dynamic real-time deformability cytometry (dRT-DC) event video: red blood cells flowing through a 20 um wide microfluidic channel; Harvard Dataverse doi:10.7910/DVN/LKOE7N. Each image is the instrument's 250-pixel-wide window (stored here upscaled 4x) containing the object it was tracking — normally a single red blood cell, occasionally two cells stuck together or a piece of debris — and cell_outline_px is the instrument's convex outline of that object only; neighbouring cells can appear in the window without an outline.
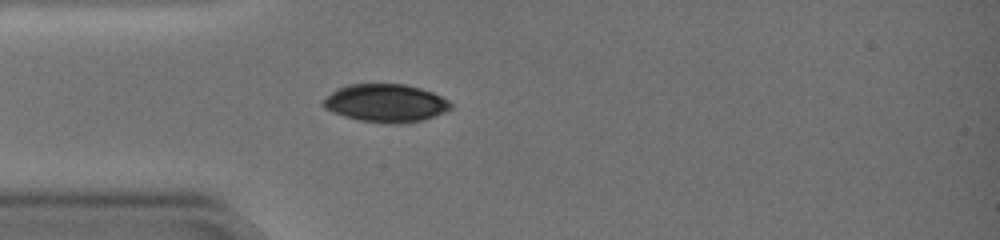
{"species": "common noctule bat (a hibernating species)", "species_latin": "Nyctalus noctula", "temperature_condition": "warm", "stored_images_in_passage": 39, "camera_frame_rate_fps": 3000, "um_per_image_px": 0.085, "animal": {"sex": "female", "body_mass_g": 19.0, "forearm_length_mm": 51.5}, "frame": {"image": 1, "passage_image": 1, "time_ms": 0.0, "image_size_px": [1000, 240], "cell_outline_px": [[452, 108], [444, 112], [424, 120], [400, 124], [384, 124], [360, 120], [344, 116], [332, 112], [324, 108], [320, 104], [320, 100], [336, 88], [348, 84], [404, 84], [420, 88], [432, 92], [448, 100], [452, 104]], "centroid_in_image_um": [32.73, 8.77], "position_along_channel_um": 52.3, "area_um2": 28.61}}
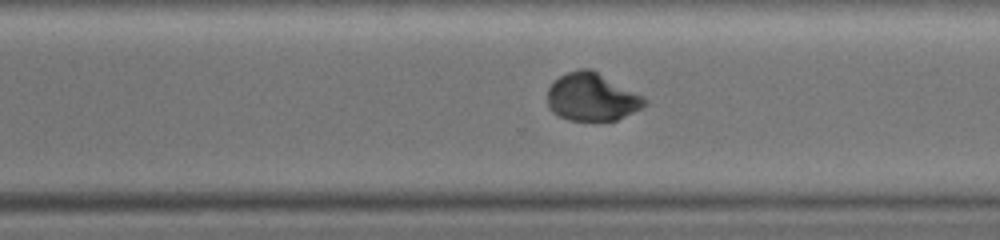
{"frame": {"image": 2, "passage_image": 24, "time_ms": 7.667, "image_size_px": [1000, 240], "cell_outline_px": [[648, 104], [616, 120], [568, 120], [552, 112], [548, 108], [548, 88], [552, 80], [568, 72], [580, 68], [592, 68], [648, 100]], "centroid_in_image_um": [50.26, 8.23], "position_along_channel_um": 320.3, "area_um2": 26.93}}
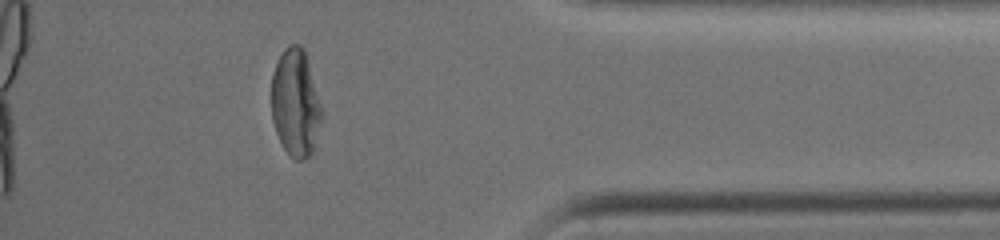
{"frame": {"image": 3, "passage_image": 33, "time_ms": 10.667, "image_size_px": [1000, 240], "cell_outline_px": [[324, 112], [312, 152], [304, 160], [296, 160], [284, 148], [276, 132], [272, 120], [272, 72], [284, 48], [288, 44], [300, 44], [304, 48], [308, 60]], "centroid_in_image_um": [25.14, 8.72], "position_along_channel_um": 410.1, "area_um2": 31.62}, "authors_computed_cell_mechanics": {"area_um2": 29.0156, "velocity_mm_per_s": 3.5904, "shape_relaxation_time_tau1_ms": 5.2369, "shape_relaxation_time_tau2_ms": 1.8065, "deformation_change_tau1": 0.2147, "deformation_change_tau2": 0.03}}